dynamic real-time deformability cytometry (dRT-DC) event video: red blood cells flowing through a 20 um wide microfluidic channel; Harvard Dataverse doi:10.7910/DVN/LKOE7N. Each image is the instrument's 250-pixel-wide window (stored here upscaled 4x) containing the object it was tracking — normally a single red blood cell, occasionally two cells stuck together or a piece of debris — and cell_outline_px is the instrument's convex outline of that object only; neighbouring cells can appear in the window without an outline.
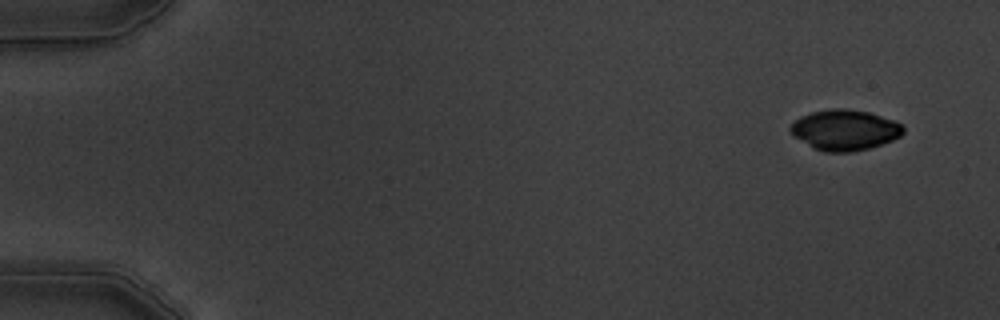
{"species": "common noctule bat (a hibernating species)", "species_latin": "Nyctalus noctula", "temperature_condition": "warm", "stored_images_in_passage": 2, "camera_frame_rate_fps": 3000, "um_per_image_px": 0.085, "animal": {"sex": "male", "body_mass_g": 19.5, "forearm_length_mm": 54.6}, "frame": {"image": 1, "passage_image": 2, "time_ms": 1.333, "image_size_px": [1000, 320], "cell_outline_px": [[904, 132], [900, 136], [892, 140], [868, 148], [852, 152], [824, 152], [812, 148], [796, 136], [788, 128], [800, 116], [812, 112], [828, 108], [844, 108], [868, 112], [904, 124]], "centroid_in_image_um": [71.81, 11.04], "position_along_channel_um": 13.2, "area_um2": 26.53}}